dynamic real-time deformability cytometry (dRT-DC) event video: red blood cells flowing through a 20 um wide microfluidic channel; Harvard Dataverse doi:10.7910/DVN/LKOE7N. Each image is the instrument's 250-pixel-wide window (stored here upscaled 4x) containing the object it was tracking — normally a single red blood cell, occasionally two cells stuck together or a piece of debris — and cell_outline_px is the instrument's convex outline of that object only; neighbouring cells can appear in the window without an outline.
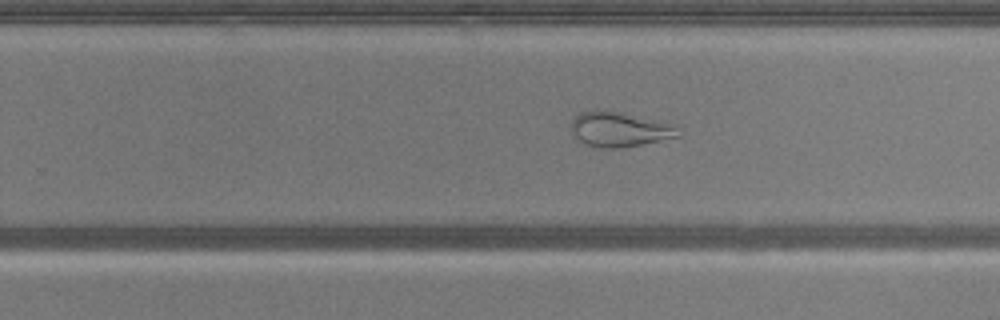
{"species": "common noctule bat (a hibernating species)", "species_latin": "Nyctalus noctula", "temperature_condition": "warm", "stored_images_in_passage": 45, "camera_frame_rate_fps": 3000, "um_per_image_px": 0.085, "animal": {"sex": "male", "body_mass_g": 20.5, "forearm_length_mm": 52.5}, "frame": {"image": 1, "passage_image": 26, "time_ms": 8.333, "image_size_px": [1000, 320], "cell_outline_px": [[680, 136], [640, 144], [616, 148], [604, 148], [584, 144], [572, 132], [572, 120], [580, 112], [624, 112], [664, 124], [672, 128]], "centroid_in_image_um": [52.55, 11.02], "position_along_channel_um": 277.3, "area_um2": 20.35}}
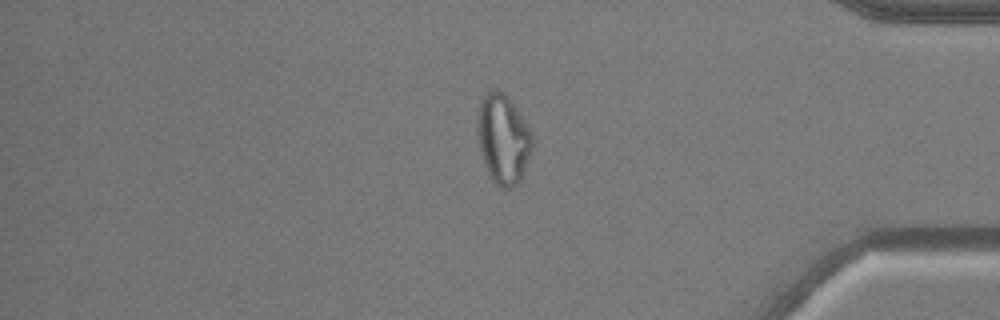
{"frame": {"image": 2, "passage_image": 37, "time_ms": 12.0, "image_size_px": [1000, 320], "cell_outline_px": [[532, 148], [520, 180], [512, 188], [500, 188], [492, 180], [484, 164], [480, 152], [476, 128], [476, 116], [480, 100], [492, 88], [496, 88], [504, 92], [512, 100], [532, 132]], "centroid_in_image_um": [42.74, 11.76], "position_along_channel_um": 392.5, "area_um2": 29.02}}
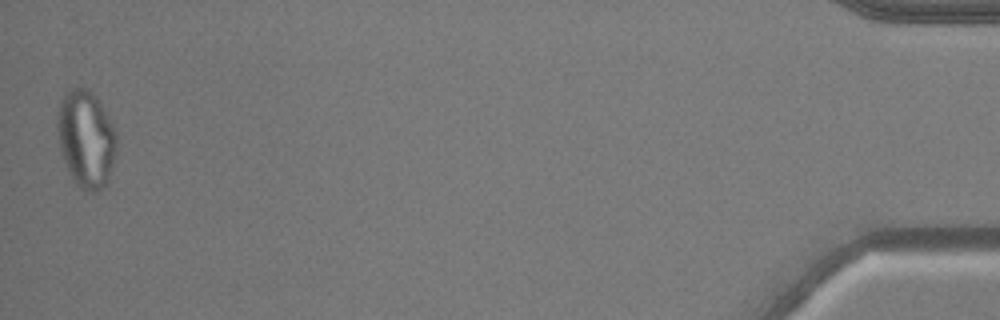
{"frame": {"image": 3, "passage_image": 45, "time_ms": 14.667, "image_size_px": [1000, 320], "cell_outline_px": [[116, 148], [108, 180], [104, 188], [96, 192], [92, 192], [80, 188], [76, 184], [68, 168], [60, 148], [56, 128], [56, 116], [64, 92], [72, 88], [88, 88], [96, 96], [108, 116], [116, 132]], "centroid_in_image_um": [7.3, 11.78], "position_along_channel_um": 427.9, "area_um2": 33.41}, "authors_computed_cell_mechanics": {"area_um2": 29.0156, "velocity_mm_per_s": 3.9207, "shape_relaxation_time_tau1_ms": null, "shape_relaxation_time_tau2_ms": 1.4816, "deformation_change_tau1": null, "deformation_change_tau2": 0.0792}}